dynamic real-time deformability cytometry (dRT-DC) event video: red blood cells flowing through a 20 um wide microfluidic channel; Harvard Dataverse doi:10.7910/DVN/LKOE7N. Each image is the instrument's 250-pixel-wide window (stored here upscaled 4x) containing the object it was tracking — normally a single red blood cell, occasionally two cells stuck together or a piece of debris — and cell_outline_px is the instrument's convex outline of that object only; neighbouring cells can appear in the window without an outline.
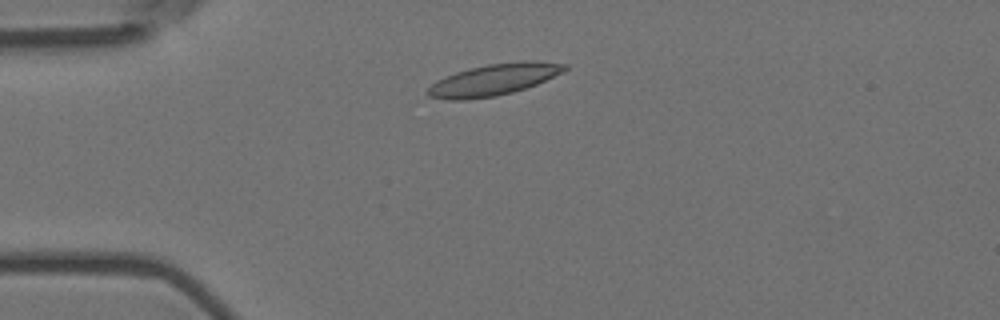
{"species": "Egyptian fruit bat (a non-hibernating species)", "species_latin": "Rousettus aegyptiacus", "temperature_condition": "room temperature", "stored_images_in_passage": 4, "camera_frame_rate_fps": 3000, "um_per_image_px": 0.085, "animal": {"sex": "female"}, "frame": {"image": 1, "passage_image": 3, "time_ms": 0.667, "image_size_px": [1000, 320], "cell_outline_px": [[568, 68], [564, 72], [536, 84], [512, 92], [496, 96], [464, 100], [448, 100], [428, 96], [424, 92], [436, 80], [456, 72], [468, 68], [488, 64], [524, 60], [536, 60], [568, 64]], "centroid_in_image_um": [41.97, 6.76], "position_along_channel_um": 43.0, "area_um2": 25.32}}